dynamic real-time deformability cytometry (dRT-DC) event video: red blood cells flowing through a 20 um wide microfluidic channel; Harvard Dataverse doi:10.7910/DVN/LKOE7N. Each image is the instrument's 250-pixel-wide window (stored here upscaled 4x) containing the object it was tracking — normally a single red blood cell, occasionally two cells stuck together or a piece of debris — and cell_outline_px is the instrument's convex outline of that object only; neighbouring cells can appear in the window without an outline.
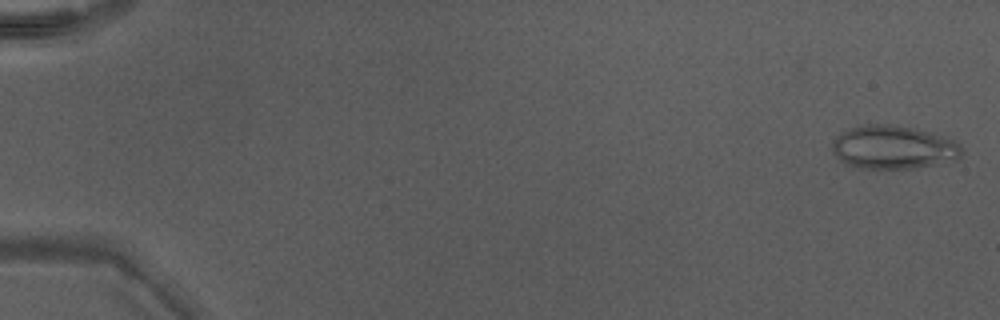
{"species": "Egyptian fruit bat (a non-hibernating species)", "species_latin": "Rousettus aegyptiacus", "temperature_condition": "warm", "stored_images_in_passage": 26, "camera_frame_rate_fps": 3000, "um_per_image_px": 0.085, "animal": {"sex": "male"}, "frame": {"image": 1, "passage_image": 1, "time_ms": 0.0, "image_size_px": [1000, 320], "cell_outline_px": [[964, 152], [956, 160], [912, 168], [864, 168], [848, 164], [840, 160], [832, 152], [832, 144], [840, 132], [848, 128], [864, 124], [888, 124], [912, 128], [932, 132], [952, 140], [960, 144]], "centroid_in_image_um": [75.93, 12.51], "position_along_channel_um": 9.1, "area_um2": 32.66}}
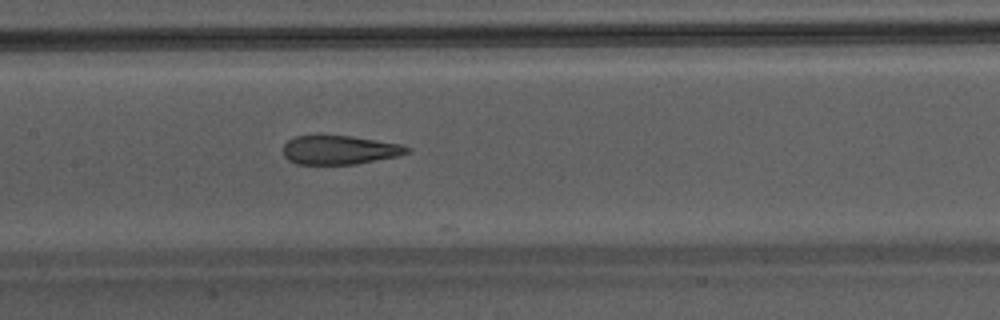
{"frame": {"image": 2, "passage_image": 25, "time_ms": 8.0, "image_size_px": [1000, 320], "cell_outline_px": [[412, 152], [396, 156], [356, 164], [296, 164], [288, 160], [284, 156], [284, 144], [288, 140], [296, 136], [316, 132], [352, 136], [400, 144], [412, 148]], "centroid_in_image_um": [28.82, 12.7], "position_along_channel_um": 178.6, "area_um2": 21.56}}